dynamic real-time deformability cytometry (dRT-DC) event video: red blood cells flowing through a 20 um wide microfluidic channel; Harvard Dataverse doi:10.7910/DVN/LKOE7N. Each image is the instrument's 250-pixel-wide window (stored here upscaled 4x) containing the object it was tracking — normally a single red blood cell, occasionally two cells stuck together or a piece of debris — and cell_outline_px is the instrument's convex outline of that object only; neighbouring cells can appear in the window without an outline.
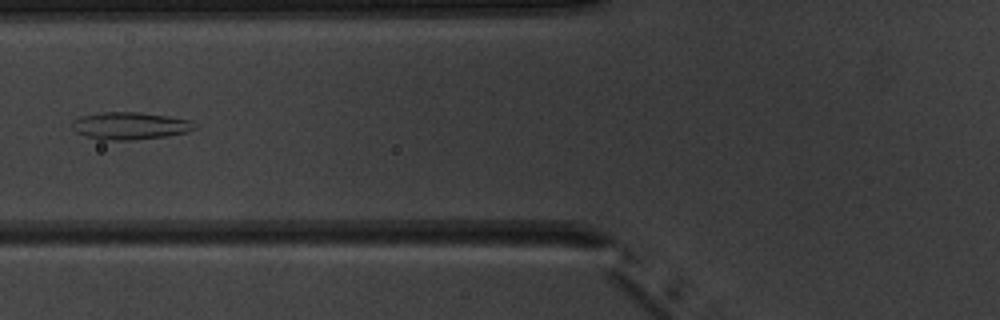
{"species": "common noctule bat (a hibernating species)", "species_latin": "Nyctalus noctula", "temperature_condition": "warm", "stored_images_in_passage": 5, "camera_frame_rate_fps": 3000, "um_per_image_px": 0.085, "animal": {"sex": "male", "body_mass_g": 20.1, "forearm_length_mm": 53.5}, "frame": {"image": 1, "passage_image": 4, "time_ms": 3.667, "image_size_px": [1000, 320], "cell_outline_px": [[200, 128], [188, 132], [168, 136], [132, 140], [100, 140], [84, 136], [76, 132], [72, 128], [72, 120], [80, 116], [104, 112], [140, 112], [168, 116], [192, 120]], "centroid_in_image_um": [11.09, 10.7], "position_along_channel_um": 114.7, "area_um2": 19.94}}